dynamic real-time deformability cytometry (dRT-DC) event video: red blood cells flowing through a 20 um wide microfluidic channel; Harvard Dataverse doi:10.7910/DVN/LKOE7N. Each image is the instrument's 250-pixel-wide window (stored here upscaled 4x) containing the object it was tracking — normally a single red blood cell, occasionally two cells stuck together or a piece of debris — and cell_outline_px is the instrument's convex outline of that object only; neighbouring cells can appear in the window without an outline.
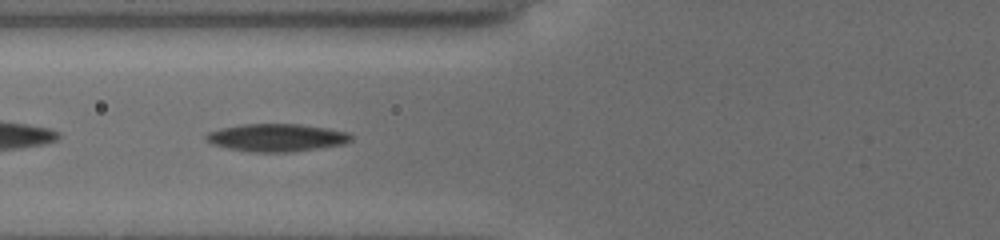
{"species": "common noctule bat (a hibernating species)", "species_latin": "Nyctalus noctula", "temperature_condition": "cold", "stored_images_in_passage": 7, "camera_frame_rate_fps": 3000, "um_per_image_px": 0.085, "animal": {"sex": "female", "body_mass_g": 19.5, "forearm_length_mm": 54.1}, "frame": {"image": 1, "passage_image": 4, "time_ms": 1.667, "image_size_px": [1000, 240], "cell_outline_px": [[352, 140], [344, 144], [292, 152], [248, 152], [228, 148], [212, 144], [204, 140], [204, 136], [208, 132], [220, 128], [240, 124], [300, 124], [328, 128], [348, 132], [352, 136]], "centroid_in_image_um": [23.48, 11.7], "position_along_channel_um": 102.3, "area_um2": 23.64}}
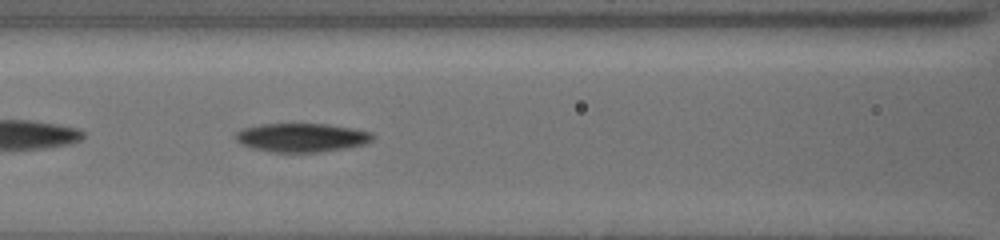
{"frame": {"image": 2, "passage_image": 7, "time_ms": 2.667, "image_size_px": [1000, 240], "cell_outline_px": [[372, 140], [368, 144], [348, 148], [316, 152], [272, 152], [252, 148], [240, 144], [236, 140], [236, 132], [244, 128], [260, 124], [328, 124], [352, 128], [372, 132]], "centroid_in_image_um": [25.66, 11.7], "position_along_channel_um": 140.9, "area_um2": 23.0}}